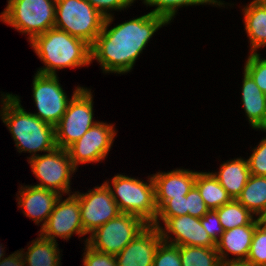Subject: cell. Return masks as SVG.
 I'll return each mask as SVG.
<instances>
[{
	"label": "cell",
	"mask_w": 266,
	"mask_h": 266,
	"mask_svg": "<svg viewBox=\"0 0 266 266\" xmlns=\"http://www.w3.org/2000/svg\"><path fill=\"white\" fill-rule=\"evenodd\" d=\"M112 21V15L105 18L101 33L90 46L91 62L97 60L105 73L118 74L132 70L152 35L168 24L163 17L150 12L108 30Z\"/></svg>",
	"instance_id": "6da1fadb"
},
{
	"label": "cell",
	"mask_w": 266,
	"mask_h": 266,
	"mask_svg": "<svg viewBox=\"0 0 266 266\" xmlns=\"http://www.w3.org/2000/svg\"><path fill=\"white\" fill-rule=\"evenodd\" d=\"M2 97L1 119L11 132L19 153H33L30 159L38 156L39 151L48 153L57 148L55 126L26 112L19 96L6 93Z\"/></svg>",
	"instance_id": "7a4b0ae2"
},
{
	"label": "cell",
	"mask_w": 266,
	"mask_h": 266,
	"mask_svg": "<svg viewBox=\"0 0 266 266\" xmlns=\"http://www.w3.org/2000/svg\"><path fill=\"white\" fill-rule=\"evenodd\" d=\"M30 45L45 65L37 71L40 74L57 75L56 69L81 67L91 63L90 45L55 27L36 36Z\"/></svg>",
	"instance_id": "3957f363"
},
{
	"label": "cell",
	"mask_w": 266,
	"mask_h": 266,
	"mask_svg": "<svg viewBox=\"0 0 266 266\" xmlns=\"http://www.w3.org/2000/svg\"><path fill=\"white\" fill-rule=\"evenodd\" d=\"M111 181L113 187L107 181L104 183L110 189L120 212L135 215L153 225L158 209L152 175L148 178L149 183L121 174L115 175Z\"/></svg>",
	"instance_id": "277c9868"
},
{
	"label": "cell",
	"mask_w": 266,
	"mask_h": 266,
	"mask_svg": "<svg viewBox=\"0 0 266 266\" xmlns=\"http://www.w3.org/2000/svg\"><path fill=\"white\" fill-rule=\"evenodd\" d=\"M56 0H8L1 13V21L29 35L31 42L36 36L54 28Z\"/></svg>",
	"instance_id": "5b68a950"
},
{
	"label": "cell",
	"mask_w": 266,
	"mask_h": 266,
	"mask_svg": "<svg viewBox=\"0 0 266 266\" xmlns=\"http://www.w3.org/2000/svg\"><path fill=\"white\" fill-rule=\"evenodd\" d=\"M104 20L87 0H56L54 27L90 46L101 33Z\"/></svg>",
	"instance_id": "8992f818"
},
{
	"label": "cell",
	"mask_w": 266,
	"mask_h": 266,
	"mask_svg": "<svg viewBox=\"0 0 266 266\" xmlns=\"http://www.w3.org/2000/svg\"><path fill=\"white\" fill-rule=\"evenodd\" d=\"M92 99L90 89L76 87L66 112L55 126L58 148L67 149L97 123L93 120Z\"/></svg>",
	"instance_id": "52a82bcc"
},
{
	"label": "cell",
	"mask_w": 266,
	"mask_h": 266,
	"mask_svg": "<svg viewBox=\"0 0 266 266\" xmlns=\"http://www.w3.org/2000/svg\"><path fill=\"white\" fill-rule=\"evenodd\" d=\"M148 225L140 217L120 213L95 229L85 243L96 251L116 256Z\"/></svg>",
	"instance_id": "ba28073f"
},
{
	"label": "cell",
	"mask_w": 266,
	"mask_h": 266,
	"mask_svg": "<svg viewBox=\"0 0 266 266\" xmlns=\"http://www.w3.org/2000/svg\"><path fill=\"white\" fill-rule=\"evenodd\" d=\"M28 163L35 177L41 182L34 186L55 191L59 195H69L70 176L77 169L73 166L67 149L57 147L47 154L30 158Z\"/></svg>",
	"instance_id": "9c48e42d"
},
{
	"label": "cell",
	"mask_w": 266,
	"mask_h": 266,
	"mask_svg": "<svg viewBox=\"0 0 266 266\" xmlns=\"http://www.w3.org/2000/svg\"><path fill=\"white\" fill-rule=\"evenodd\" d=\"M61 87L57 75H45L37 73L33 79V98L38 113H32L43 122L56 126L71 99Z\"/></svg>",
	"instance_id": "30bf717a"
},
{
	"label": "cell",
	"mask_w": 266,
	"mask_h": 266,
	"mask_svg": "<svg viewBox=\"0 0 266 266\" xmlns=\"http://www.w3.org/2000/svg\"><path fill=\"white\" fill-rule=\"evenodd\" d=\"M73 194L79 200L81 223L86 234L92 233L121 213L105 183L94 187L88 193L75 192Z\"/></svg>",
	"instance_id": "8fae6325"
},
{
	"label": "cell",
	"mask_w": 266,
	"mask_h": 266,
	"mask_svg": "<svg viewBox=\"0 0 266 266\" xmlns=\"http://www.w3.org/2000/svg\"><path fill=\"white\" fill-rule=\"evenodd\" d=\"M115 135L113 125L98 121L67 148L73 166L77 169L79 164L104 160L109 154Z\"/></svg>",
	"instance_id": "7c38bea8"
},
{
	"label": "cell",
	"mask_w": 266,
	"mask_h": 266,
	"mask_svg": "<svg viewBox=\"0 0 266 266\" xmlns=\"http://www.w3.org/2000/svg\"><path fill=\"white\" fill-rule=\"evenodd\" d=\"M74 233L79 236L86 235L81 223L79 200L74 194H69L65 200H62L60 195L39 235L56 242L57 237L67 240Z\"/></svg>",
	"instance_id": "4fadbf2b"
},
{
	"label": "cell",
	"mask_w": 266,
	"mask_h": 266,
	"mask_svg": "<svg viewBox=\"0 0 266 266\" xmlns=\"http://www.w3.org/2000/svg\"><path fill=\"white\" fill-rule=\"evenodd\" d=\"M165 228L159 227L162 240L177 246L216 247L208 232L201 225L200 218L189 214L168 218L164 222ZM168 233L175 235L172 241Z\"/></svg>",
	"instance_id": "5bb4252c"
},
{
	"label": "cell",
	"mask_w": 266,
	"mask_h": 266,
	"mask_svg": "<svg viewBox=\"0 0 266 266\" xmlns=\"http://www.w3.org/2000/svg\"><path fill=\"white\" fill-rule=\"evenodd\" d=\"M162 241L159 228L148 225L115 256L117 266H153L156 250Z\"/></svg>",
	"instance_id": "9a60e30c"
},
{
	"label": "cell",
	"mask_w": 266,
	"mask_h": 266,
	"mask_svg": "<svg viewBox=\"0 0 266 266\" xmlns=\"http://www.w3.org/2000/svg\"><path fill=\"white\" fill-rule=\"evenodd\" d=\"M196 176L197 171L188 169H176L167 173L153 174L157 209L169 199L185 196L194 186Z\"/></svg>",
	"instance_id": "2e32d148"
},
{
	"label": "cell",
	"mask_w": 266,
	"mask_h": 266,
	"mask_svg": "<svg viewBox=\"0 0 266 266\" xmlns=\"http://www.w3.org/2000/svg\"><path fill=\"white\" fill-rule=\"evenodd\" d=\"M18 194L20 195L17 198L18 207H23L24 215L31 218L32 221H35V224L42 222V227L47 222L57 199L60 197L55 191L34 185L21 186Z\"/></svg>",
	"instance_id": "e0dca14e"
},
{
	"label": "cell",
	"mask_w": 266,
	"mask_h": 266,
	"mask_svg": "<svg viewBox=\"0 0 266 266\" xmlns=\"http://www.w3.org/2000/svg\"><path fill=\"white\" fill-rule=\"evenodd\" d=\"M259 222L260 218L257 217L250 225L234 227L224 231L220 240L216 243L220 259H229L227 258L228 253H231L237 257L234 260H246L255 228Z\"/></svg>",
	"instance_id": "ac0fdd59"
},
{
	"label": "cell",
	"mask_w": 266,
	"mask_h": 266,
	"mask_svg": "<svg viewBox=\"0 0 266 266\" xmlns=\"http://www.w3.org/2000/svg\"><path fill=\"white\" fill-rule=\"evenodd\" d=\"M243 74L242 102L244 111L252 128L263 130L266 127V95L245 70Z\"/></svg>",
	"instance_id": "d6986e66"
},
{
	"label": "cell",
	"mask_w": 266,
	"mask_h": 266,
	"mask_svg": "<svg viewBox=\"0 0 266 266\" xmlns=\"http://www.w3.org/2000/svg\"><path fill=\"white\" fill-rule=\"evenodd\" d=\"M244 27L250 40L251 53L266 46V3L263 0H253L243 9Z\"/></svg>",
	"instance_id": "ffe728a7"
},
{
	"label": "cell",
	"mask_w": 266,
	"mask_h": 266,
	"mask_svg": "<svg viewBox=\"0 0 266 266\" xmlns=\"http://www.w3.org/2000/svg\"><path fill=\"white\" fill-rule=\"evenodd\" d=\"M212 174L232 199H237L251 176L248 162L242 158L232 159L221 164L220 170L217 173L212 172Z\"/></svg>",
	"instance_id": "44dd1931"
},
{
	"label": "cell",
	"mask_w": 266,
	"mask_h": 266,
	"mask_svg": "<svg viewBox=\"0 0 266 266\" xmlns=\"http://www.w3.org/2000/svg\"><path fill=\"white\" fill-rule=\"evenodd\" d=\"M57 245V242L40 235L32 241L27 252L21 251L25 264L27 266H60V250Z\"/></svg>",
	"instance_id": "7402d4cb"
},
{
	"label": "cell",
	"mask_w": 266,
	"mask_h": 266,
	"mask_svg": "<svg viewBox=\"0 0 266 266\" xmlns=\"http://www.w3.org/2000/svg\"><path fill=\"white\" fill-rule=\"evenodd\" d=\"M194 186L209 210H216L232 200L212 172H197Z\"/></svg>",
	"instance_id": "603a6c76"
},
{
	"label": "cell",
	"mask_w": 266,
	"mask_h": 266,
	"mask_svg": "<svg viewBox=\"0 0 266 266\" xmlns=\"http://www.w3.org/2000/svg\"><path fill=\"white\" fill-rule=\"evenodd\" d=\"M237 200L252 214L261 218L266 212V177L251 174Z\"/></svg>",
	"instance_id": "cb8c5ba5"
},
{
	"label": "cell",
	"mask_w": 266,
	"mask_h": 266,
	"mask_svg": "<svg viewBox=\"0 0 266 266\" xmlns=\"http://www.w3.org/2000/svg\"><path fill=\"white\" fill-rule=\"evenodd\" d=\"M219 221L224 231L252 224L256 219L237 199H232L222 207L216 209Z\"/></svg>",
	"instance_id": "d4e9b609"
},
{
	"label": "cell",
	"mask_w": 266,
	"mask_h": 266,
	"mask_svg": "<svg viewBox=\"0 0 266 266\" xmlns=\"http://www.w3.org/2000/svg\"><path fill=\"white\" fill-rule=\"evenodd\" d=\"M182 266H219L216 247L180 246Z\"/></svg>",
	"instance_id": "484cf974"
},
{
	"label": "cell",
	"mask_w": 266,
	"mask_h": 266,
	"mask_svg": "<svg viewBox=\"0 0 266 266\" xmlns=\"http://www.w3.org/2000/svg\"><path fill=\"white\" fill-rule=\"evenodd\" d=\"M143 2L147 6H156L150 13L163 17L168 23L173 19L179 7L201 4L222 6L224 4L220 0H144Z\"/></svg>",
	"instance_id": "4316f807"
},
{
	"label": "cell",
	"mask_w": 266,
	"mask_h": 266,
	"mask_svg": "<svg viewBox=\"0 0 266 266\" xmlns=\"http://www.w3.org/2000/svg\"><path fill=\"white\" fill-rule=\"evenodd\" d=\"M246 260L252 266H266V224L261 221L255 228Z\"/></svg>",
	"instance_id": "83f0119b"
},
{
	"label": "cell",
	"mask_w": 266,
	"mask_h": 266,
	"mask_svg": "<svg viewBox=\"0 0 266 266\" xmlns=\"http://www.w3.org/2000/svg\"><path fill=\"white\" fill-rule=\"evenodd\" d=\"M187 214L188 210L186 195L178 198L169 199L158 209L155 223L153 224V226L159 228L160 219L165 222L168 218H174Z\"/></svg>",
	"instance_id": "f1b7e54d"
},
{
	"label": "cell",
	"mask_w": 266,
	"mask_h": 266,
	"mask_svg": "<svg viewBox=\"0 0 266 266\" xmlns=\"http://www.w3.org/2000/svg\"><path fill=\"white\" fill-rule=\"evenodd\" d=\"M259 55V53H251L244 65V70L266 95V59H261Z\"/></svg>",
	"instance_id": "f546056e"
},
{
	"label": "cell",
	"mask_w": 266,
	"mask_h": 266,
	"mask_svg": "<svg viewBox=\"0 0 266 266\" xmlns=\"http://www.w3.org/2000/svg\"><path fill=\"white\" fill-rule=\"evenodd\" d=\"M153 266H182L180 246L162 241L156 250Z\"/></svg>",
	"instance_id": "4dcf8cb0"
},
{
	"label": "cell",
	"mask_w": 266,
	"mask_h": 266,
	"mask_svg": "<svg viewBox=\"0 0 266 266\" xmlns=\"http://www.w3.org/2000/svg\"><path fill=\"white\" fill-rule=\"evenodd\" d=\"M247 162L252 175L266 177V137L253 149Z\"/></svg>",
	"instance_id": "1f68e13d"
},
{
	"label": "cell",
	"mask_w": 266,
	"mask_h": 266,
	"mask_svg": "<svg viewBox=\"0 0 266 266\" xmlns=\"http://www.w3.org/2000/svg\"><path fill=\"white\" fill-rule=\"evenodd\" d=\"M84 266H117L115 256L96 251L85 243Z\"/></svg>",
	"instance_id": "d6a6232c"
},
{
	"label": "cell",
	"mask_w": 266,
	"mask_h": 266,
	"mask_svg": "<svg viewBox=\"0 0 266 266\" xmlns=\"http://www.w3.org/2000/svg\"><path fill=\"white\" fill-rule=\"evenodd\" d=\"M200 221L201 225L208 232L210 238L217 243L224 232V229L219 221L217 210H209L203 217L200 218Z\"/></svg>",
	"instance_id": "836d02e7"
},
{
	"label": "cell",
	"mask_w": 266,
	"mask_h": 266,
	"mask_svg": "<svg viewBox=\"0 0 266 266\" xmlns=\"http://www.w3.org/2000/svg\"><path fill=\"white\" fill-rule=\"evenodd\" d=\"M186 198L189 215L201 218L209 211V208L204 203V200L202 199L198 189L195 186H193L191 190L186 194Z\"/></svg>",
	"instance_id": "e575fe53"
},
{
	"label": "cell",
	"mask_w": 266,
	"mask_h": 266,
	"mask_svg": "<svg viewBox=\"0 0 266 266\" xmlns=\"http://www.w3.org/2000/svg\"><path fill=\"white\" fill-rule=\"evenodd\" d=\"M102 16L105 18L110 17L111 14L108 13L110 10H123L130 5L135 0H87ZM108 10V11H107Z\"/></svg>",
	"instance_id": "d590c367"
},
{
	"label": "cell",
	"mask_w": 266,
	"mask_h": 266,
	"mask_svg": "<svg viewBox=\"0 0 266 266\" xmlns=\"http://www.w3.org/2000/svg\"><path fill=\"white\" fill-rule=\"evenodd\" d=\"M0 266H26L21 250L3 258L0 261Z\"/></svg>",
	"instance_id": "8d00e7d4"
},
{
	"label": "cell",
	"mask_w": 266,
	"mask_h": 266,
	"mask_svg": "<svg viewBox=\"0 0 266 266\" xmlns=\"http://www.w3.org/2000/svg\"><path fill=\"white\" fill-rule=\"evenodd\" d=\"M219 266H252L247 260L220 259Z\"/></svg>",
	"instance_id": "74e56055"
},
{
	"label": "cell",
	"mask_w": 266,
	"mask_h": 266,
	"mask_svg": "<svg viewBox=\"0 0 266 266\" xmlns=\"http://www.w3.org/2000/svg\"><path fill=\"white\" fill-rule=\"evenodd\" d=\"M1 245V244H0ZM4 247L2 248V245L0 246V261L1 259H3L4 257Z\"/></svg>",
	"instance_id": "f35d334b"
},
{
	"label": "cell",
	"mask_w": 266,
	"mask_h": 266,
	"mask_svg": "<svg viewBox=\"0 0 266 266\" xmlns=\"http://www.w3.org/2000/svg\"><path fill=\"white\" fill-rule=\"evenodd\" d=\"M260 221L266 224V212L264 215L260 218Z\"/></svg>",
	"instance_id": "ab89813d"
}]
</instances>
